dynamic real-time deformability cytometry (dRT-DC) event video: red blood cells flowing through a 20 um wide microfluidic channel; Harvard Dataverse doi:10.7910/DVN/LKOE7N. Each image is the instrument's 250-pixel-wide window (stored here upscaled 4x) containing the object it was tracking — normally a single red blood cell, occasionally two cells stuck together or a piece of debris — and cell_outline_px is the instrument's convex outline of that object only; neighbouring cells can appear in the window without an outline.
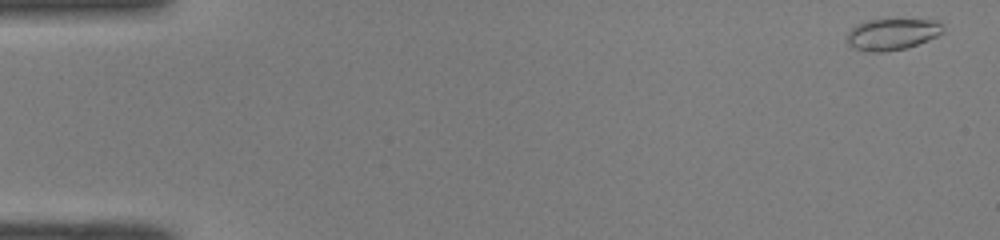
{"species": "common noctule bat (a hibernating species)", "species_latin": "Nyctalus noctula", "temperature_condition": "room temperature", "stored_images_in_passage": 11, "camera_frame_rate_fps": 3000, "um_per_image_px": 0.085, "animal": {"sex": "male", "body_mass_g": 19.0, "forearm_length_mm": 50.8}, "frame": {"image": 1, "passage_image": 1, "time_ms": 0.0, "image_size_px": [1000, 240], "cell_outline_px": [[944, 32], [928, 40], [904, 48], [884, 52], [868, 52], [852, 48], [848, 44], [848, 32], [856, 24], [868, 20], [936, 20], [940, 24]], "centroid_in_image_um": [75.79, 2.92], "position_along_channel_um": 9.2, "area_um2": 17.34}}